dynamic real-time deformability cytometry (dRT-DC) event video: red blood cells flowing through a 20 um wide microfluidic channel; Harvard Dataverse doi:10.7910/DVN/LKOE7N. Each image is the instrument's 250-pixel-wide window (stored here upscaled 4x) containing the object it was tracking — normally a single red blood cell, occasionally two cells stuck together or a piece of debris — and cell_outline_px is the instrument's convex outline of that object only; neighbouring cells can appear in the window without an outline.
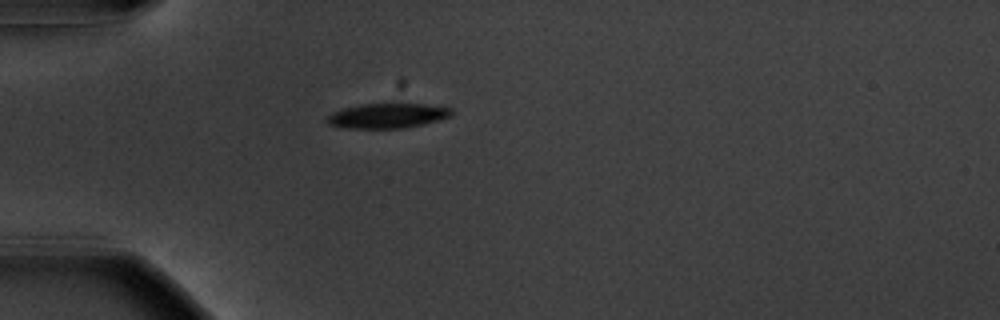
{"species": "common noctule bat (a hibernating species)", "species_latin": "Nyctalus noctula", "temperature_condition": "warm", "stored_images_in_passage": 34, "camera_frame_rate_fps": 3000, "um_per_image_px": 0.085, "animal": {"sex": "male", "body_mass_g": 20.1, "forearm_length_mm": 53.5}, "frame": {"image": 1, "passage_image": 1, "time_ms": 0.0, "image_size_px": [1000, 320], "cell_outline_px": [[452, 116], [424, 124], [404, 128], [344, 128], [328, 124], [328, 116], [332, 112], [344, 108], [364, 104], [424, 104], [452, 108]], "centroid_in_image_um": [32.95, 9.84], "position_along_channel_um": 52.0, "area_um2": 17.86}}
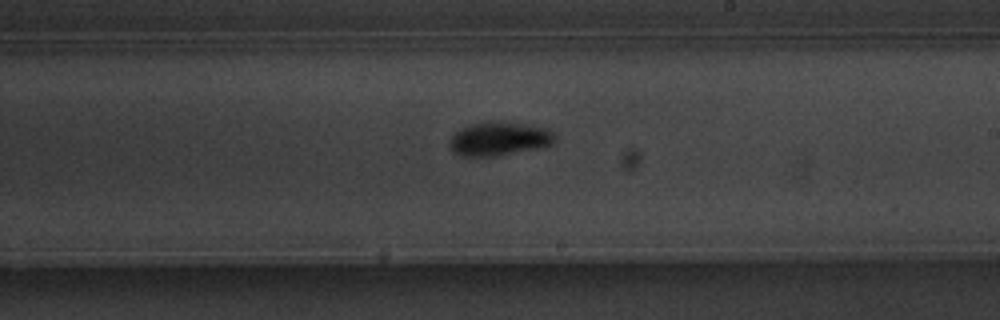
{"frame": {"image": 2, "passage_image": 18, "time_ms": 5.667, "image_size_px": [1000, 320], "cell_outline_px": [[556, 140], [552, 144], [544, 148], [496, 156], [464, 156], [456, 152], [448, 144], [452, 136], [456, 132], [468, 124], [504, 120], [532, 124], [548, 128], [556, 136]], "centroid_in_image_um": [42.52, 11.77], "position_along_channel_um": 246.5, "area_um2": 21.15}}
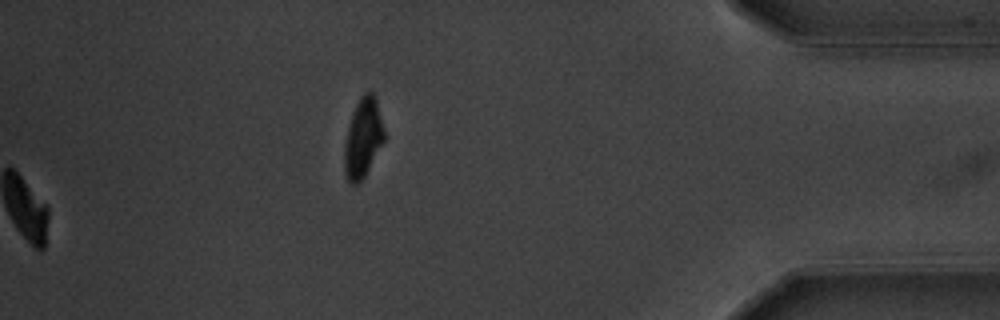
{"frame": {"image": 3, "passage_image": 34, "time_ms": 11.0, "image_size_px": [1000, 320], "cell_outline_px": [[384, 140], [364, 176], [356, 184], [352, 184], [348, 180], [344, 168], [344, 148], [348, 128], [352, 112], [360, 96], [364, 92], [372, 92], [376, 96], [384, 128]], "centroid_in_image_um": [30.86, 11.67], "position_along_channel_um": 404.3, "area_um2": 18.15}, "authors_computed_cell_mechanics": {"area_um2": 19.0162, "velocity_mm_per_s": 3.6658, "shape_relaxation_time_tau1_ms": 2.6088, "shape_relaxation_time_tau2_ms": 5.5417, "deformation_change_tau1": 0.1496, "deformation_change_tau2": 0.0738}}